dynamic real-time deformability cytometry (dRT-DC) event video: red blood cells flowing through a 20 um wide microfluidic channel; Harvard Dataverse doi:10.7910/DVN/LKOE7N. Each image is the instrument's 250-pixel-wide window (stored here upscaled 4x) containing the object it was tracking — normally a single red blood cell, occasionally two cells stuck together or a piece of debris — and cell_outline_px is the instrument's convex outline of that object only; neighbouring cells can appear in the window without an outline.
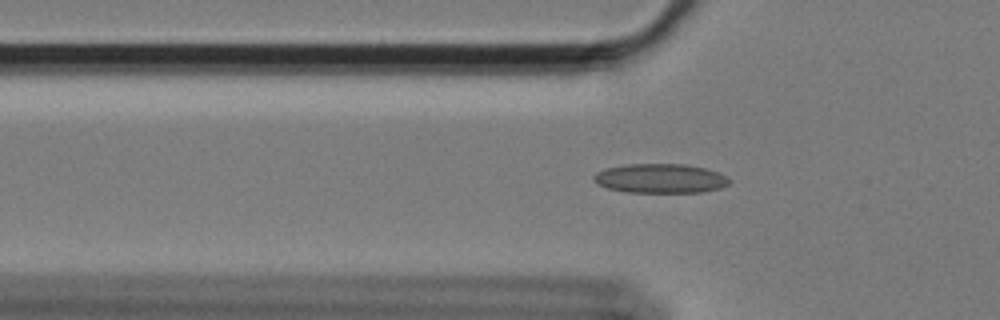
{"species": "Egyptian fruit bat (a non-hibernating species)", "species_latin": "Rousettus aegyptiacus", "temperature_condition": "cold", "stored_images_in_passage": 45, "camera_frame_rate_fps": 3000, "um_per_image_px": 0.085, "animal": {"sex": "female"}, "frame": {"image": 1, "passage_image": 6, "time_ms": 1.667, "image_size_px": [1000, 320], "cell_outline_px": [[732, 180], [728, 184], [720, 188], [700, 192], [628, 192], [608, 188], [600, 184], [592, 176], [596, 172], [608, 168], [628, 164], [684, 164], [704, 168], [720, 172], [728, 176]], "centroid_in_image_um": [56.2, 15.16], "position_along_channel_um": 69.6, "area_um2": 23.0}}
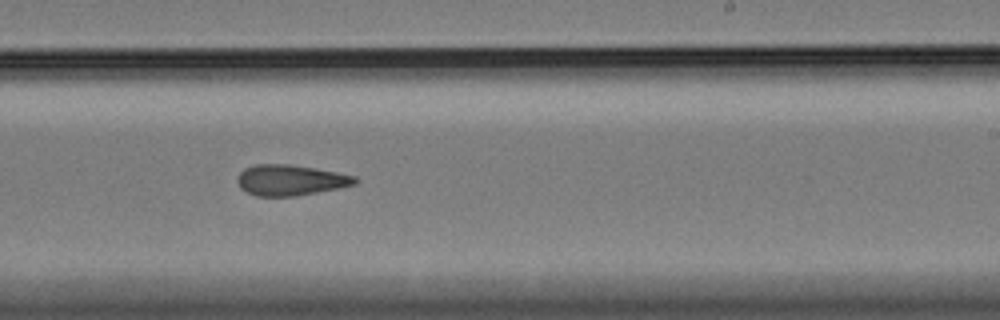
{"frame": {"image": 2, "passage_image": 23, "time_ms": 7.333, "image_size_px": [1000, 320], "cell_outline_px": [[360, 180], [356, 184], [340, 188], [296, 196], [256, 196], [240, 188], [236, 180], [236, 176], [244, 168], [256, 164], [288, 164], [316, 168], [356, 176]], "centroid_in_image_um": [24.69, 15.31], "position_along_channel_um": 264.3, "area_um2": 21.27}}
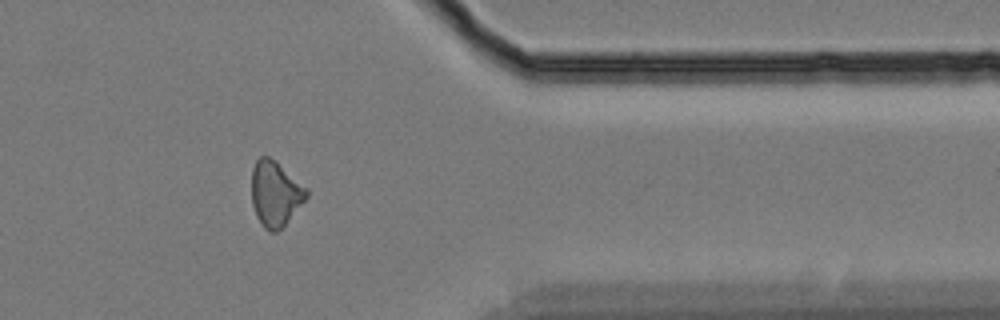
{"frame": {"image": 3, "passage_image": 35, "time_ms": 11.333, "image_size_px": [1000, 320], "cell_outline_px": [[308, 196], [284, 224], [276, 232], [268, 232], [264, 228], [256, 216], [252, 204], [252, 168], [256, 160], [260, 156], [268, 156], [276, 160], [308, 188]], "centroid_in_image_um": [23.39, 16.42], "position_along_channel_um": 388.0, "area_um2": 20.87}, "authors_computed_cell_mechanics": {"area_um2": 21.0392, "velocity_mm_per_s": 3.4266, "shape_relaxation_time_tau1_ms": null, "shape_relaxation_time_tau2_ms": 6.2499, "deformation_change_tau1": null, "deformation_change_tau2": 0.1521}}